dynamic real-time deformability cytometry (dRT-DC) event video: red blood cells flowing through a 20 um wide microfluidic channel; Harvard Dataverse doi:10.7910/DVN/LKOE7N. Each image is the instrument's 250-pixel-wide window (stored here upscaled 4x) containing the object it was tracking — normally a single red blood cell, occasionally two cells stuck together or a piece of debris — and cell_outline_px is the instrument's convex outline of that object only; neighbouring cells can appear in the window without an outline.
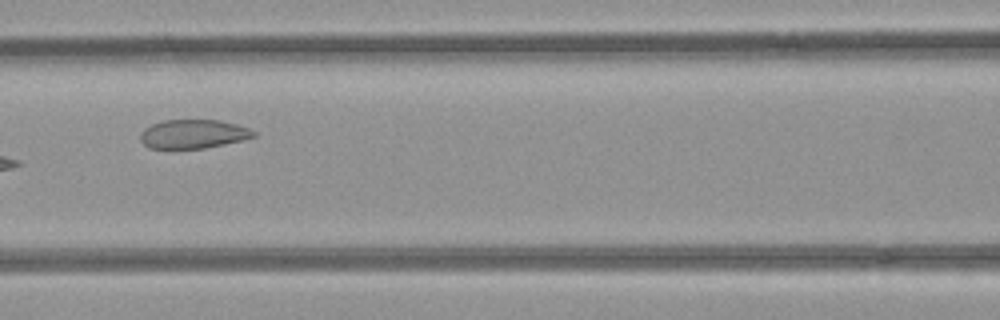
{"species": "common noctule bat (a hibernating species)", "species_latin": "Nyctalus noctula", "temperature_condition": "room temperature", "stored_images_in_passage": 8, "camera_frame_rate_fps": 3000, "um_per_image_px": 0.085, "animal": {"sex": "female", "body_mass_g": 21.9}, "frame": {"image": 1, "passage_image": 6, "time_ms": 1.667, "image_size_px": [1000, 320], "cell_outline_px": [[256, 136], [244, 140], [204, 148], [148, 148], [140, 140], [140, 132], [144, 128], [152, 124], [164, 120], [220, 120], [236, 124], [248, 128], [256, 132]], "centroid_in_image_um": [16.42, 11.38], "position_along_channel_um": 150.2, "area_um2": 19.07}}
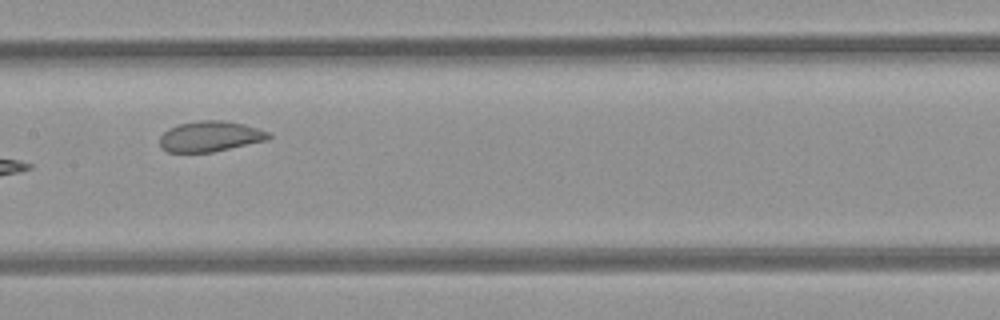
{"frame": {"image": 2, "passage_image": 7, "time_ms": 2.0, "image_size_px": [1000, 320], "cell_outline_px": [[272, 136], [268, 140], [212, 152], [168, 152], [160, 148], [160, 136], [168, 128], [180, 124], [200, 120], [224, 120], [244, 124], [268, 132]], "centroid_in_image_um": [17.85, 11.59], "position_along_channel_um": 189.5, "area_um2": 19.36}}
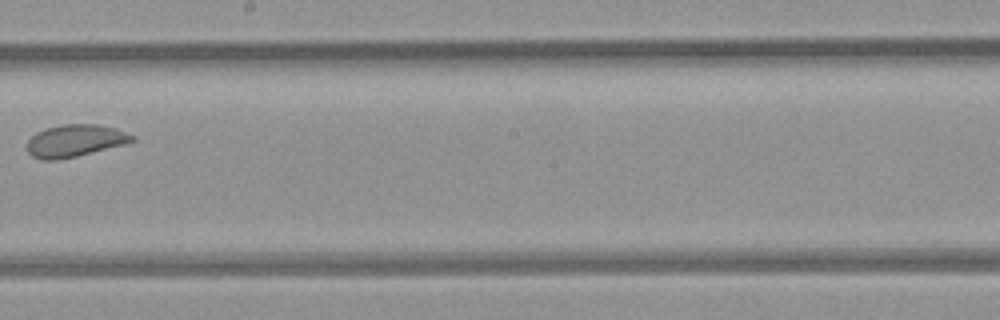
{"frame": {"image": 3, "passage_image": 8, "time_ms": 2.333, "image_size_px": [1000, 320], "cell_outline_px": [[136, 140], [124, 144], [60, 160], [40, 160], [32, 156], [28, 152], [28, 140], [36, 132], [48, 128], [64, 124], [96, 124], [116, 128], [136, 136]], "centroid_in_image_um": [6.39, 11.96], "position_along_channel_um": 241.8, "area_um2": 19.65}}